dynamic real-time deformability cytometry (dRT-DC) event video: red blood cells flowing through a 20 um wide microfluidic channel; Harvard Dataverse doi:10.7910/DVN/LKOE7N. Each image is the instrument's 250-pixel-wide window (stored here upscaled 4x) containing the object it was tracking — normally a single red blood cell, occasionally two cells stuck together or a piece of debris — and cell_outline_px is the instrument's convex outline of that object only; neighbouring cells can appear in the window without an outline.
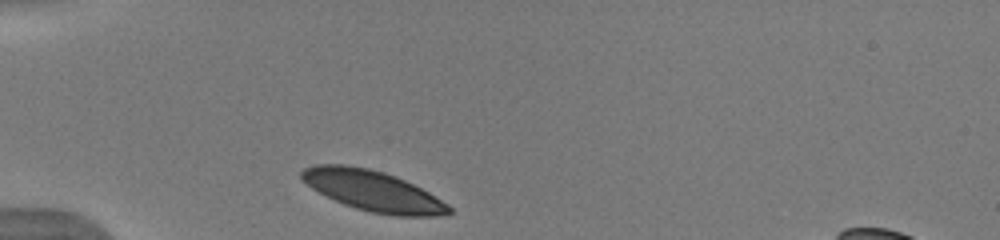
{"species": "human", "species_latin": "Homo sapiens", "temperature_condition": "warm", "stored_images_in_passage": 32, "camera_frame_rate_fps": 3000, "um_per_image_px": 0.085, "donor": {"sex": "male"}, "frame": {"image": 1, "passage_image": 1, "time_ms": 0.0, "image_size_px": [1000, 240], "cell_outline_px": [[452, 212], [436, 216], [396, 216], [372, 212], [356, 208], [344, 204], [312, 188], [300, 176], [300, 172], [304, 168], [316, 164], [344, 164], [368, 168], [384, 172], [404, 180], [428, 192], [448, 204], [452, 208]], "centroid_in_image_um": [31.7, 16.22], "position_along_channel_um": 53.3, "area_um2": 34.33}}
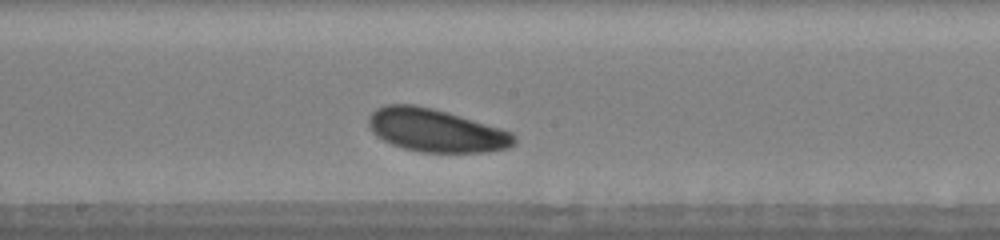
{"frame": {"image": 2, "passage_image": 15, "time_ms": 4.667, "image_size_px": [1000, 240], "cell_outline_px": [[516, 144], [508, 148], [488, 152], [424, 152], [404, 148], [392, 144], [376, 136], [372, 132], [368, 124], [368, 116], [376, 108], [384, 104], [412, 104], [432, 108], [448, 112], [512, 132], [516, 136]], "centroid_in_image_um": [37.05, 11.08], "position_along_channel_um": 211.2, "area_um2": 36.53}}
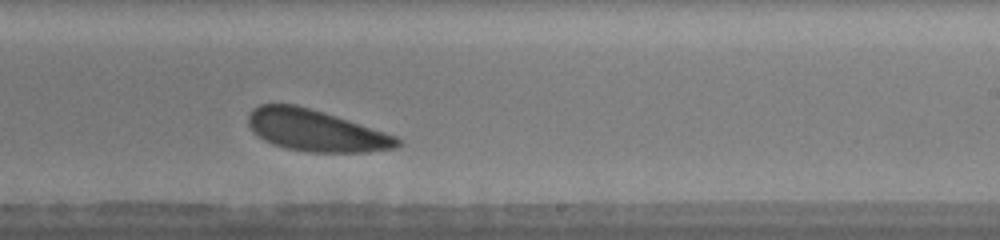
{"frame": {"image": 3, "passage_image": 19, "time_ms": 6.0, "image_size_px": [1000, 240], "cell_outline_px": [[400, 144], [396, 148], [368, 152], [308, 152], [284, 148], [272, 144], [264, 140], [248, 124], [248, 116], [252, 108], [260, 104], [296, 104], [324, 112], [396, 136], [400, 140]], "centroid_in_image_um": [26.83, 11.1], "position_along_channel_um": 262.2, "area_um2": 35.84}, "authors_computed_cell_mechanics": {"area_um2": 36.3562, "velocity_mm_per_s": 3.8433, "shape_relaxation_time_tau1_ms": 1.7368, "shape_relaxation_time_tau2_ms": null, "deformation_change_tau1": 0.0805, "deformation_change_tau2": null}}